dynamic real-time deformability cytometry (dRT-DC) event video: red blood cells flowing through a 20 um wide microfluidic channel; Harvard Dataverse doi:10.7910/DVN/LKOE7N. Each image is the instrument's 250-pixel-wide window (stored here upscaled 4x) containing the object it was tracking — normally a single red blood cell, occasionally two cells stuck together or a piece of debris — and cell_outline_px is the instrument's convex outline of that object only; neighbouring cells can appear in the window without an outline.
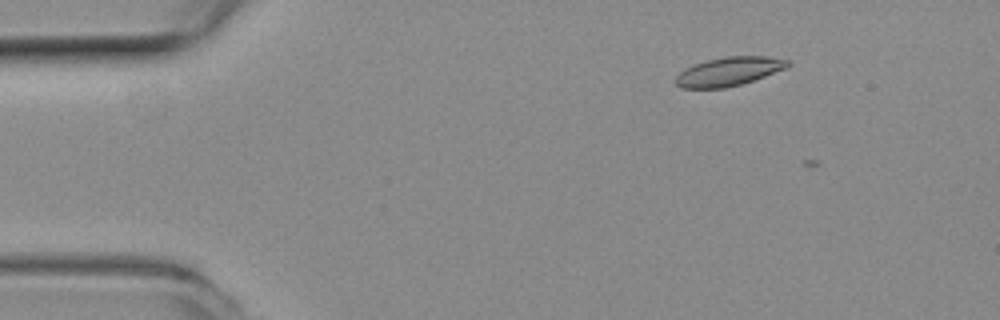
{"species": "common noctule bat (a hibernating species)", "species_latin": "Nyctalus noctula", "temperature_condition": "room temperature", "stored_images_in_passage": 9, "camera_frame_rate_fps": 3000, "um_per_image_px": 0.085, "animal": {"sex": "female", "body_mass_g": 19.3, "forearm_length_mm": 54.1}, "frame": {"image": 1, "passage_image": 4, "time_ms": 1.0, "image_size_px": [1000, 320], "cell_outline_px": [[792, 64], [788, 68], [740, 84], [724, 88], [680, 88], [672, 80], [684, 68], [692, 64], [708, 60], [728, 56], [768, 56], [788, 60]], "centroid_in_image_um": [61.93, 6.07], "position_along_channel_um": 23.1, "area_um2": 18.9}}